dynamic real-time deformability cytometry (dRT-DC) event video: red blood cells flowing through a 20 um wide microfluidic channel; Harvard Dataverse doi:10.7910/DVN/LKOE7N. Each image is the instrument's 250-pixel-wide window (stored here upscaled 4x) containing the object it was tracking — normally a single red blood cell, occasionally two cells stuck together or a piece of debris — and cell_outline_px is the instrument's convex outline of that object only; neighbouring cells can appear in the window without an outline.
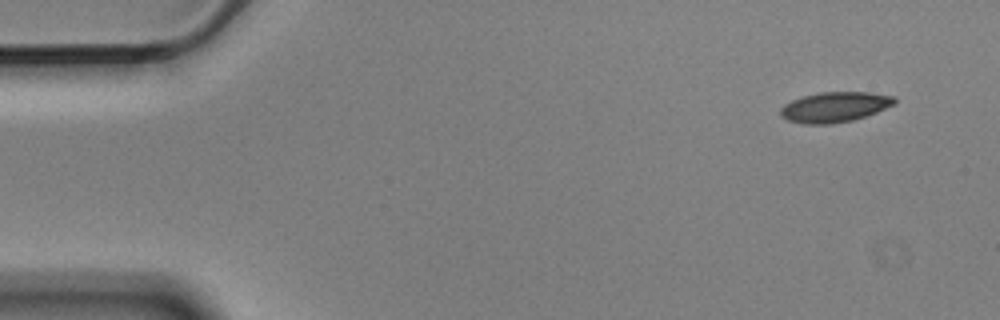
{"species": "Egyptian fruit bat (a non-hibernating species)", "species_latin": "Rousettus aegyptiacus", "temperature_condition": "cold", "stored_images_in_passage": 14, "camera_frame_rate_fps": 3000, "um_per_image_px": 0.085, "animal": {"sex": "male"}, "frame": {"image": 1, "passage_image": 1, "time_ms": 0.0, "image_size_px": [1000, 320], "cell_outline_px": [[896, 104], [876, 112], [852, 120], [832, 124], [804, 124], [788, 120], [780, 116], [780, 108], [784, 104], [792, 100], [804, 96], [820, 92], [868, 92], [896, 96]], "centroid_in_image_um": [70.96, 9.09], "position_along_channel_um": 14.0, "area_um2": 20.11}}
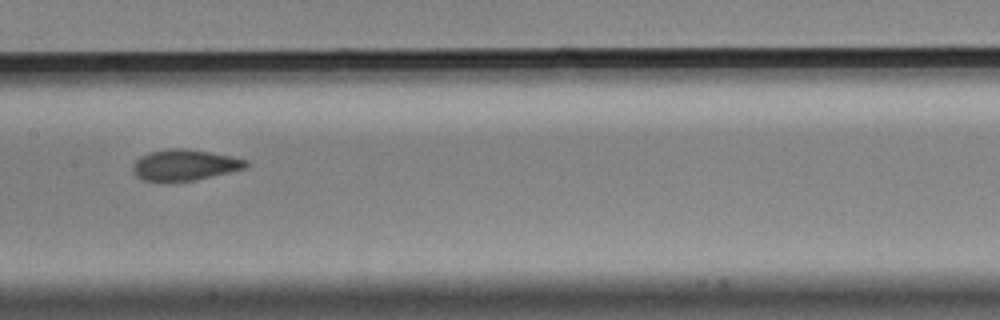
{"frame": {"image": 2, "passage_image": 7, "time_ms": 2.0, "image_size_px": [1000, 320], "cell_outline_px": [[248, 164], [244, 168], [196, 180], [140, 180], [132, 172], [132, 164], [140, 156], [164, 148], [184, 148], [232, 156], [248, 160]], "centroid_in_image_um": [15.66, 14.01], "position_along_channel_um": 191.7, "area_um2": 20.17}}
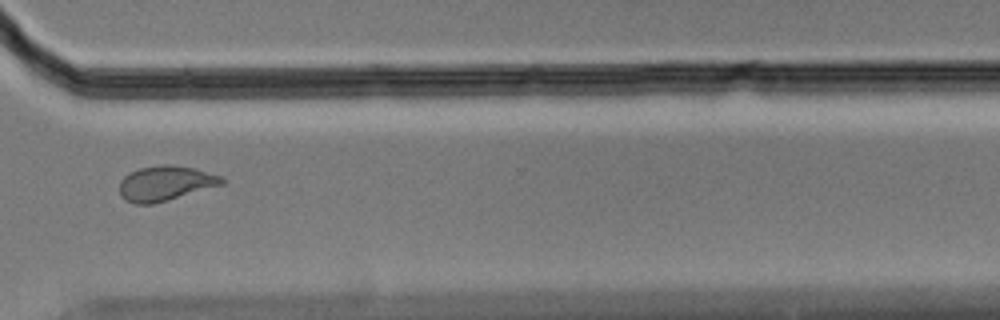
{"frame": {"image": 3, "passage_image": 11, "time_ms": 3.333, "image_size_px": [1000, 320], "cell_outline_px": [[224, 184], [168, 200], [152, 204], [136, 204], [124, 200], [120, 196], [120, 180], [128, 172], [140, 168], [164, 164], [172, 164], [196, 168], [224, 176]], "centroid_in_image_um": [14.07, 15.57], "position_along_channel_um": 356.5, "area_um2": 21.1}}